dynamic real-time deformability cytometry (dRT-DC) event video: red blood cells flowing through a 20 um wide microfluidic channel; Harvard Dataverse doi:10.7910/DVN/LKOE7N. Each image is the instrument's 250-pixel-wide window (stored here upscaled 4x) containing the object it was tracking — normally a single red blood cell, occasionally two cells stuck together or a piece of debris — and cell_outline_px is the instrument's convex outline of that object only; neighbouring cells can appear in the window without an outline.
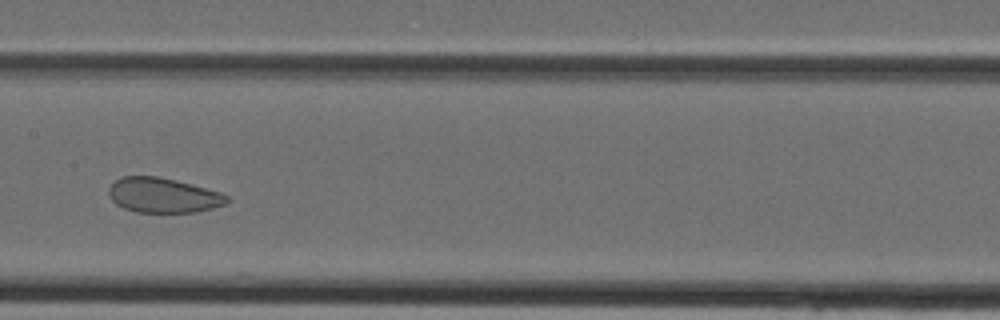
{"species": "Egyptian fruit bat (a non-hibernating species)", "species_latin": "Rousettus aegyptiacus", "temperature_condition": "cold", "stored_images_in_passage": 30, "camera_frame_rate_fps": 3000, "um_per_image_px": 0.085, "animal": {"sex": "female"}, "frame": {"image": 1, "passage_image": 14, "time_ms": 4.333, "image_size_px": [1000, 320], "cell_outline_px": [[232, 200], [228, 204], [196, 212], [136, 212], [124, 208], [116, 204], [112, 200], [108, 192], [108, 188], [116, 180], [124, 176], [156, 176], [176, 180], [220, 192], [228, 196]], "centroid_in_image_um": [13.9, 16.6], "position_along_channel_um": 193.5, "area_um2": 24.04}}
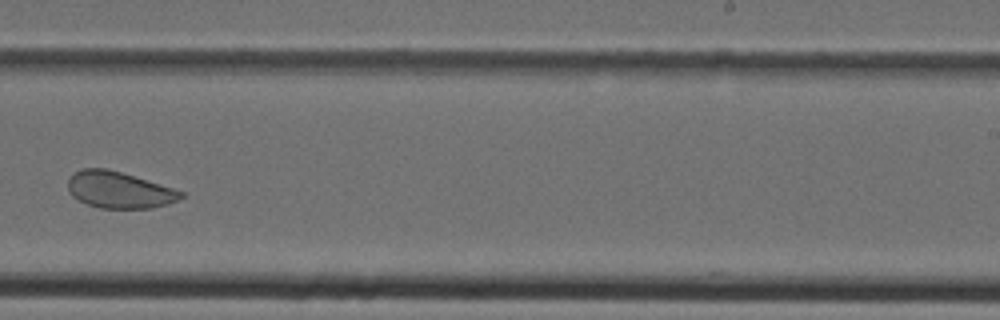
{"frame": {"image": 2, "passage_image": 19, "time_ms": 6.0, "image_size_px": [1000, 320], "cell_outline_px": [[184, 196], [168, 204], [148, 208], [100, 208], [76, 200], [68, 192], [68, 180], [76, 172], [84, 168], [108, 168], [172, 188], [184, 192]], "centroid_in_image_um": [10.09, 16.15], "position_along_channel_um": 278.9, "area_um2": 23.81}}
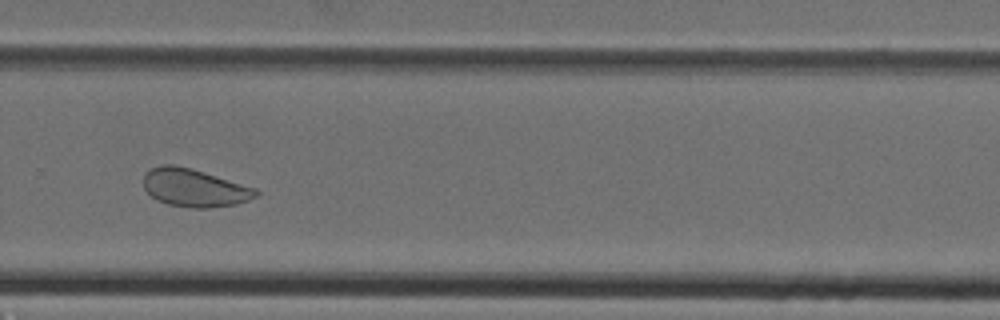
{"frame": {"image": 3, "passage_image": 21, "time_ms": 6.667, "image_size_px": [1000, 320], "cell_outline_px": [[260, 192], [256, 196], [248, 200], [236, 204], [208, 208], [192, 208], [168, 204], [156, 200], [144, 188], [144, 172], [160, 164], [176, 164], [192, 168], [256, 188]], "centroid_in_image_um": [16.51, 15.95], "position_along_channel_um": 313.3, "area_um2": 24.97}}